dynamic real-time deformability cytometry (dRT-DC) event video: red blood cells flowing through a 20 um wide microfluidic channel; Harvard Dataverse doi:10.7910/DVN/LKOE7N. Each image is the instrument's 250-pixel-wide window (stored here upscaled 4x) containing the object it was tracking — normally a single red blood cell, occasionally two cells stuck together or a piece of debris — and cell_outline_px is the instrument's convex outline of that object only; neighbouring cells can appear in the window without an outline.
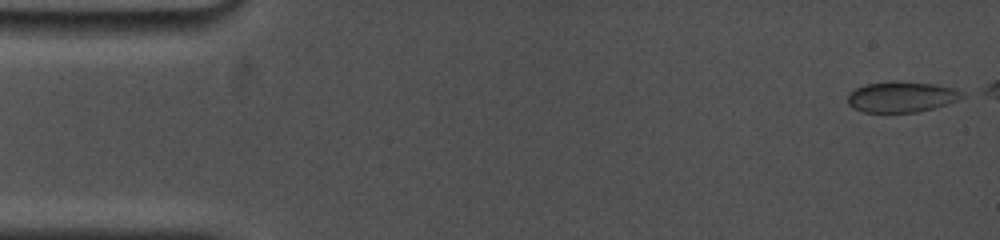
{"species": "common noctule bat (a hibernating species)", "species_latin": "Nyctalus noctula", "temperature_condition": "cold", "stored_images_in_passage": 37, "camera_frame_rate_fps": 5000, "um_per_image_px": 0.085, "animal": {"sex": "female", "body_mass_g": 19.0, "forearm_length_mm": 53.3}, "frame": {"image": 1, "passage_image": 1, "time_ms": 0.0, "image_size_px": [1000, 240], "cell_outline_px": [[964, 96], [948, 104], [936, 108], [916, 112], [864, 112], [852, 108], [848, 104], [848, 92], [856, 88], [868, 84], [892, 80], [900, 80], [936, 84], [956, 88], [964, 92]], "centroid_in_image_um": [76.65, 8.22], "position_along_channel_um": 8.4, "area_um2": 20.87}}
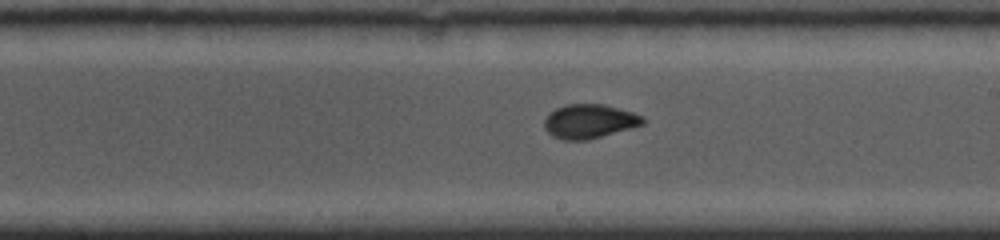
{"frame": {"image": 2, "passage_image": 25, "time_ms": 9.4, "image_size_px": [1000, 240], "cell_outline_px": [[648, 120], [644, 124], [632, 128], [588, 140], [564, 140], [552, 136], [544, 128], [544, 120], [548, 112], [564, 104], [604, 104], [632, 112], [644, 116]], "centroid_in_image_um": [50.1, 10.31], "position_along_channel_um": 238.9, "area_um2": 19.88}}
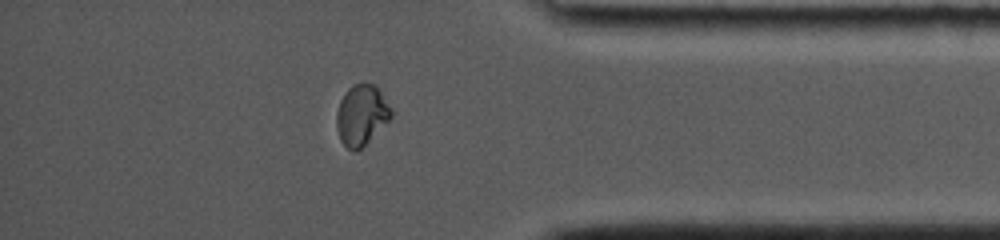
{"frame": {"image": 3, "passage_image": 35, "time_ms": 14.0, "image_size_px": [1000, 240], "cell_outline_px": [[392, 116], [356, 152], [352, 152], [340, 140], [336, 128], [336, 112], [340, 100], [348, 88], [352, 84], [372, 84], [380, 88], [392, 108]], "centroid_in_image_um": [30.71, 9.75], "position_along_channel_um": 404.5, "area_um2": 19.19}}